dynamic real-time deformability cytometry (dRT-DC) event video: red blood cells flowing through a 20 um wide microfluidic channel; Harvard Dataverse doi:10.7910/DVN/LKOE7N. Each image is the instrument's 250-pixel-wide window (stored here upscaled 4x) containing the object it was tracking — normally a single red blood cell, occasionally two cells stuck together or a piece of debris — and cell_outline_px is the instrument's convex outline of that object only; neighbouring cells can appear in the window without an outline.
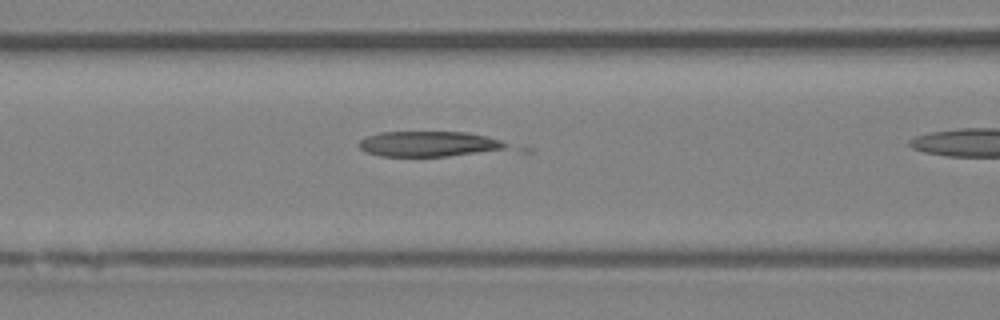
{"species": "Egyptian fruit bat (a non-hibernating species)", "species_latin": "Rousettus aegyptiacus", "temperature_condition": "room temperature", "stored_images_in_passage": 19, "camera_frame_rate_fps": 3000, "um_per_image_px": 0.085, "animal": {"sex": "female"}, "frame": {"image": 1, "passage_image": 9, "time_ms": 2.667, "image_size_px": [1000, 320], "cell_outline_px": [[536, 148], [532, 152], [448, 156], [380, 156], [364, 152], [360, 148], [360, 140], [368, 136], [380, 132], [468, 132], [488, 136]], "centroid_in_image_um": [37.19, 12.28], "position_along_channel_um": 129.4, "area_um2": 24.45}}